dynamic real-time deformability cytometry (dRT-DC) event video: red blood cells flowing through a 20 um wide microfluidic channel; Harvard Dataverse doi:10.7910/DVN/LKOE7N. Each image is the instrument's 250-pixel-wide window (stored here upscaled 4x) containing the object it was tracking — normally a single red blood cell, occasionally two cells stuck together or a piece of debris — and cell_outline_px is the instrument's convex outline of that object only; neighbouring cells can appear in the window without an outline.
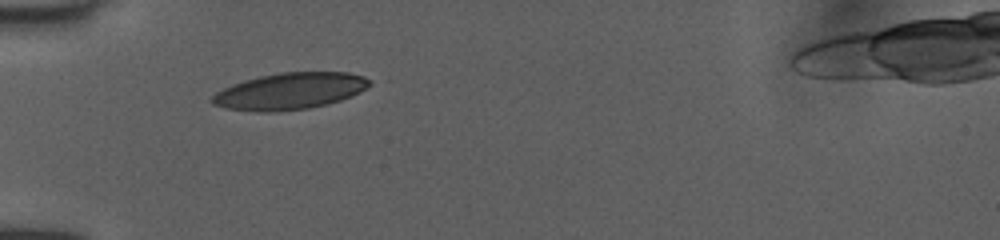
{"species": "human", "species_latin": "Homo sapiens", "temperature_condition": "room temperature", "stored_images_in_passage": 31, "camera_frame_rate_fps": 3000, "um_per_image_px": 0.085, "donor": {"sex": "female"}, "frame": {"image": 1, "passage_image": 1, "time_ms": 0.0, "image_size_px": [1000, 240], "cell_outline_px": [[372, 84], [340, 100], [308, 108], [268, 112], [260, 112], [224, 108], [212, 104], [208, 100], [216, 92], [232, 84], [244, 80], [260, 76], [280, 72], [348, 72], [364, 76], [372, 80]], "centroid_in_image_um": [24.58, 7.74], "position_along_channel_um": 60.4, "area_um2": 33.35}}
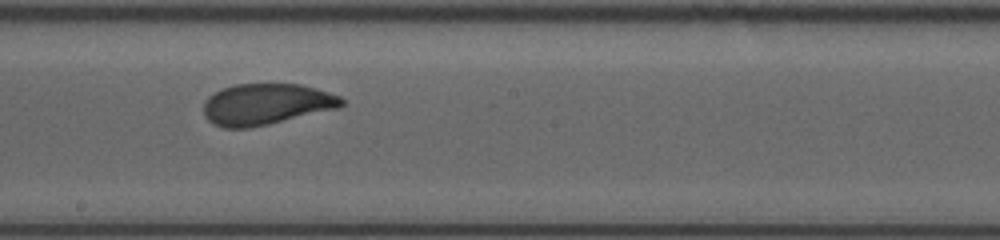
{"frame": {"image": 2, "passage_image": 14, "time_ms": 4.333, "image_size_px": [1000, 240], "cell_outline_px": [[344, 104], [340, 108], [268, 124], [248, 128], [224, 128], [212, 124], [204, 116], [204, 100], [208, 96], [224, 88], [236, 84], [300, 84], [316, 88], [340, 96], [344, 100]], "centroid_in_image_um": [22.63, 8.86], "position_along_channel_um": 225.6, "area_um2": 33.18}}
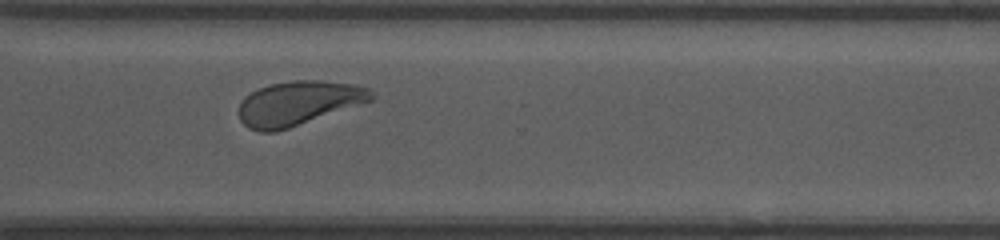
{"frame": {"image": 3, "passage_image": 23, "time_ms": 7.333, "image_size_px": [1000, 240], "cell_outline_px": [[372, 100], [276, 132], [260, 132], [248, 128], [240, 120], [240, 104], [244, 96], [260, 88], [272, 84], [292, 80], [320, 80], [352, 84], [368, 88], [372, 92]], "centroid_in_image_um": [25.33, 8.77], "position_along_channel_um": 345.3, "area_um2": 33.64}, "authors_computed_cell_mechanics": {"area_um2": 33.7552, "velocity_mm_per_s": 3.9923, "shape_relaxation_time_tau1_ms": 2.9375, "shape_relaxation_time_tau2_ms": 1.0027, "deformation_change_tau1": 0.1275, "deformation_change_tau2": 0.0589}}